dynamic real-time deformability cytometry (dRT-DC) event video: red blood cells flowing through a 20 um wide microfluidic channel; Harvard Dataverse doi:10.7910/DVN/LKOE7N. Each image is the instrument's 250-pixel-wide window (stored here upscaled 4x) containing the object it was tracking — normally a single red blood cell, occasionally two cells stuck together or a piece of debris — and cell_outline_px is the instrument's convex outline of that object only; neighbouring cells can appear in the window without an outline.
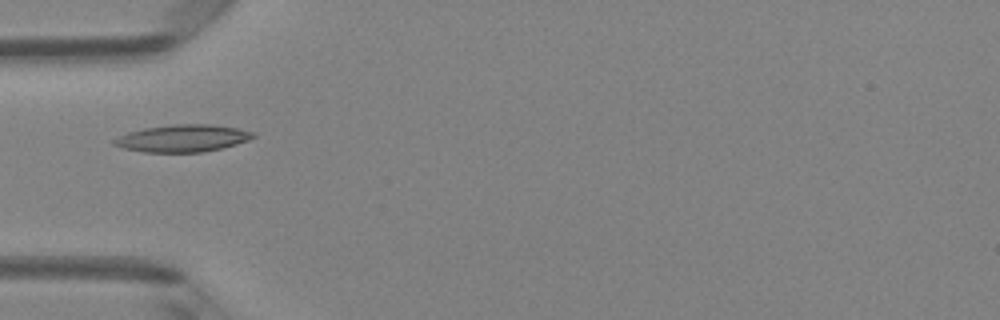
{"species": "Egyptian fruit bat (a non-hibernating species)", "species_latin": "Rousettus aegyptiacus", "temperature_condition": "room temperature", "stored_images_in_passage": 5, "camera_frame_rate_fps": 3000, "um_per_image_px": 0.085, "animal": {"sex": "female"}, "frame": {"image": 1, "passage_image": 5, "time_ms": 1.333, "image_size_px": [1000, 320], "cell_outline_px": [[256, 136], [248, 140], [236, 144], [220, 148], [200, 152], [144, 152], [124, 148], [112, 144], [112, 140], [128, 132], [144, 128], [176, 124], [212, 124], [236, 128], [256, 132]], "centroid_in_image_um": [15.53, 11.75], "position_along_channel_um": 69.5, "area_um2": 21.91}}